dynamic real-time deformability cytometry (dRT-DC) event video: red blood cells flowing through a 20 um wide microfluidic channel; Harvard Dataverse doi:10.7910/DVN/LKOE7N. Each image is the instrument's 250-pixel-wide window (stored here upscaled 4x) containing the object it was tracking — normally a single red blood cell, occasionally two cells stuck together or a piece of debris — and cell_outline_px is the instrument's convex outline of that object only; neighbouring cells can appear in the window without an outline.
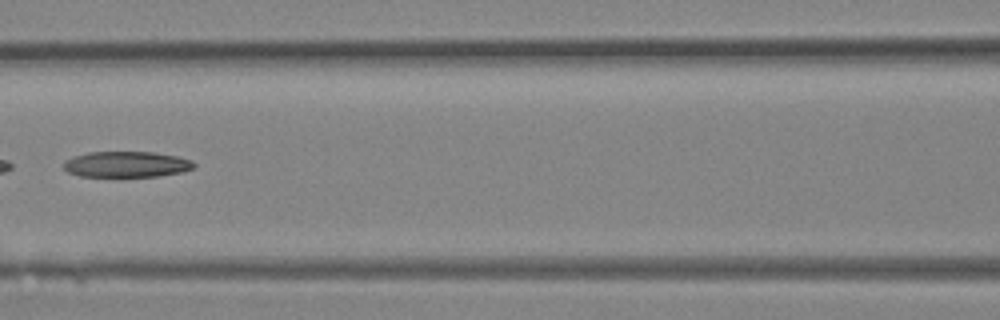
{"species": "Egyptian fruit bat (a non-hibernating species)", "species_latin": "Rousettus aegyptiacus", "temperature_condition": "room temperature", "stored_images_in_passage": 26, "camera_frame_rate_fps": 3000, "um_per_image_px": 0.085, "animal": {"sex": "female"}, "frame": {"image": 1, "passage_image": 8, "time_ms": 2.333, "image_size_px": [1000, 320], "cell_outline_px": [[196, 164], [192, 168], [180, 172], [156, 176], [116, 180], [80, 176], [68, 172], [64, 168], [64, 160], [72, 156], [88, 152], [152, 152], [176, 156], [192, 160]], "centroid_in_image_um": [10.67, 14.02], "position_along_channel_um": 155.9, "area_um2": 20.58}}
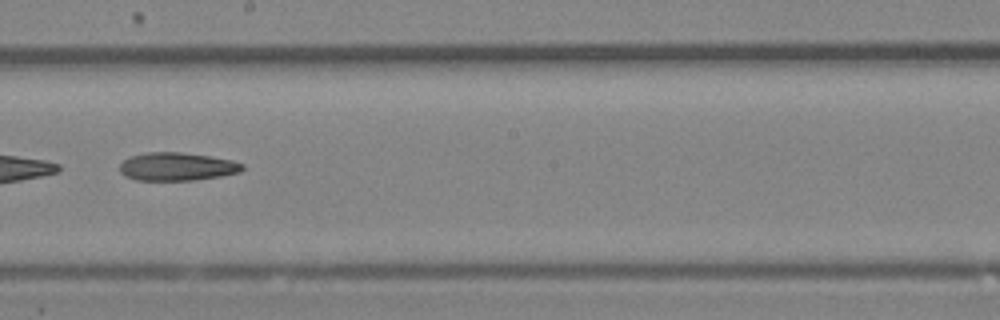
{"frame": {"image": 2, "passage_image": 12, "time_ms": 3.667, "image_size_px": [1000, 320], "cell_outline_px": [[244, 168], [240, 172], [220, 176], [192, 180], [136, 180], [124, 176], [120, 172], [120, 164], [124, 160], [132, 156], [148, 152], [180, 152], [208, 156], [232, 160], [244, 164]], "centroid_in_image_um": [15.04, 14.16], "position_along_channel_um": 233.2, "area_um2": 20.0}}